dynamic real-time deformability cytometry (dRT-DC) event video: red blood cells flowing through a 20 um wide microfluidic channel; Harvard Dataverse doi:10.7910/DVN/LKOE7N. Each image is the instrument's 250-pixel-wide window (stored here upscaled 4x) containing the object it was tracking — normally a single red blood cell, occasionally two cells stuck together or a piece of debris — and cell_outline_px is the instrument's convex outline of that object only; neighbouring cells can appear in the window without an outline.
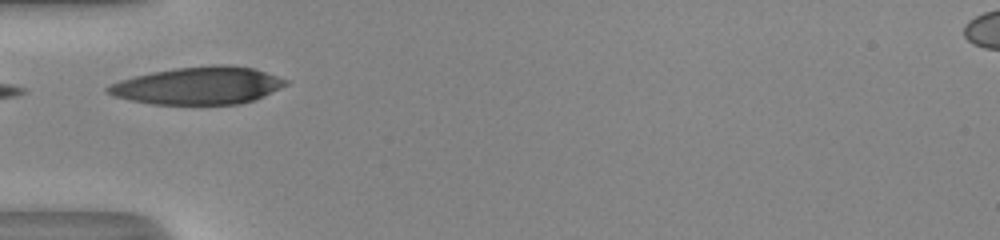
{"species": "human", "species_latin": "Homo sapiens", "temperature_condition": "room temperature", "stored_images_in_passage": 25, "camera_frame_rate_fps": 3000, "um_per_image_px": 0.085, "donor": {"sex": "male"}, "frame": {"image": 1, "passage_image": 1, "time_ms": 0.0, "image_size_px": [1000, 240], "cell_outline_px": [[288, 84], [280, 88], [252, 100], [240, 104], [152, 104], [112, 96], [104, 92], [104, 88], [120, 80], [152, 72], [176, 68], [220, 64], [224, 64], [256, 68], [288, 80]], "centroid_in_image_um": [16.84, 7.27], "position_along_channel_um": 68.2, "area_um2": 38.67}}
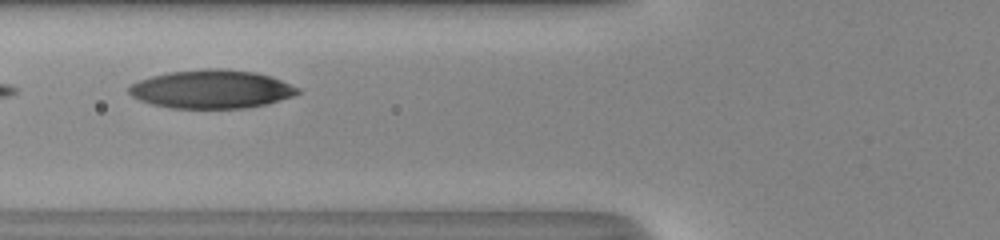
{"frame": {"image": 2, "passage_image": 4, "time_ms": 1.0, "image_size_px": [1000, 240], "cell_outline_px": [[300, 92], [292, 96], [268, 104], [244, 108], [172, 108], [152, 104], [140, 100], [132, 96], [128, 92], [128, 88], [132, 84], [140, 80], [152, 76], [168, 72], [204, 68], [224, 68], [256, 72], [272, 76], [300, 88]], "centroid_in_image_um": [18.0, 7.57], "position_along_channel_um": 107.8, "area_um2": 37.97}, "authors_computed_cell_mechanics": {"area_um2": 37.5122, "velocity_mm_per_s": 4.0704, "shape_relaxation_time_tau1_ms": 4.4327, "shape_relaxation_time_tau2_ms": 1.6776, "deformation_change_tau1": 0.1637, "deformation_change_tau2": 0.0526}}